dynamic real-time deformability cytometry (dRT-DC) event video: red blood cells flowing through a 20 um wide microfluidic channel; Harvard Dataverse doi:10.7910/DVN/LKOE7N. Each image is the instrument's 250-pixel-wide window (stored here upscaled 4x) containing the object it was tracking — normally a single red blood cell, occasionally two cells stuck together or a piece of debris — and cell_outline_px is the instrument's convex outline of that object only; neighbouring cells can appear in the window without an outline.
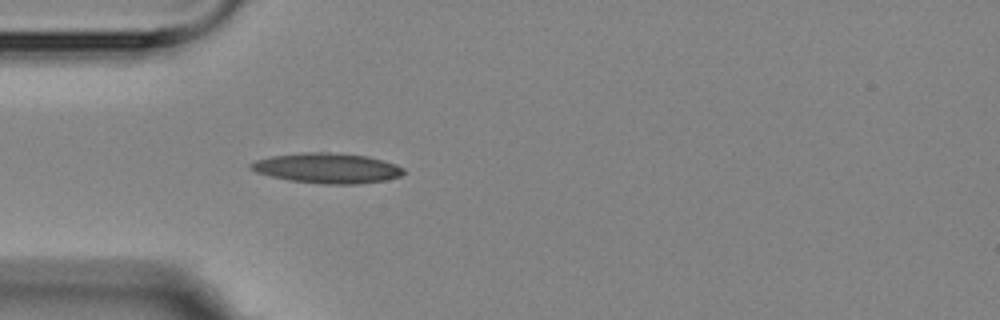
{"species": "Egyptian fruit bat (a non-hibernating species)", "species_latin": "Rousettus aegyptiacus", "temperature_condition": "room temperature", "stored_images_in_passage": 1, "camera_frame_rate_fps": 3000, "um_per_image_px": 0.085, "animal": {"sex": "female"}, "frame": {"image": 1, "passage_image": 1, "time_ms": 0.0, "image_size_px": [1000, 320], "cell_outline_px": [[404, 172], [400, 176], [384, 180], [356, 184], [324, 184], [292, 180], [272, 176], [256, 172], [248, 168], [248, 164], [256, 160], [272, 156], [300, 152], [328, 152], [368, 156], [396, 164], [404, 168]], "centroid_in_image_um": [27.8, 14.28], "position_along_channel_um": 57.2, "area_um2": 26.7}}